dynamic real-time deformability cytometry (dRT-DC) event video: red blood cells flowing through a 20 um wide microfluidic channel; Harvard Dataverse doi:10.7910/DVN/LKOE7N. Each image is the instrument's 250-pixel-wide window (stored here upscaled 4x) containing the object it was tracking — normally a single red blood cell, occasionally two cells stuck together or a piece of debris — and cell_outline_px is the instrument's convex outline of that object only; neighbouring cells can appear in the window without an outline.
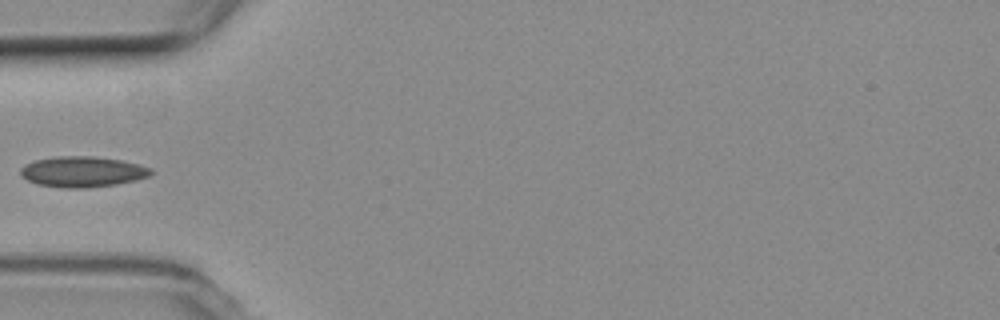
{"species": "common noctule bat (a hibernating species)", "species_latin": "Nyctalus noctula", "temperature_condition": "room temperature", "stored_images_in_passage": 38, "camera_frame_rate_fps": 3000, "um_per_image_px": 0.085, "animal": {"sex": "female", "body_mass_g": 19.3, "forearm_length_mm": 54.1}, "frame": {"image": 1, "passage_image": 1, "time_ms": 0.0, "image_size_px": [1000, 320], "cell_outline_px": [[156, 172], [148, 176], [136, 180], [116, 184], [88, 188], [60, 188], [36, 184], [28, 180], [20, 172], [20, 168], [24, 164], [36, 160], [56, 156], [92, 156], [124, 160], [152, 168]], "centroid_in_image_um": [7.04, 14.6], "position_along_channel_um": 78.0, "area_um2": 23.52}}
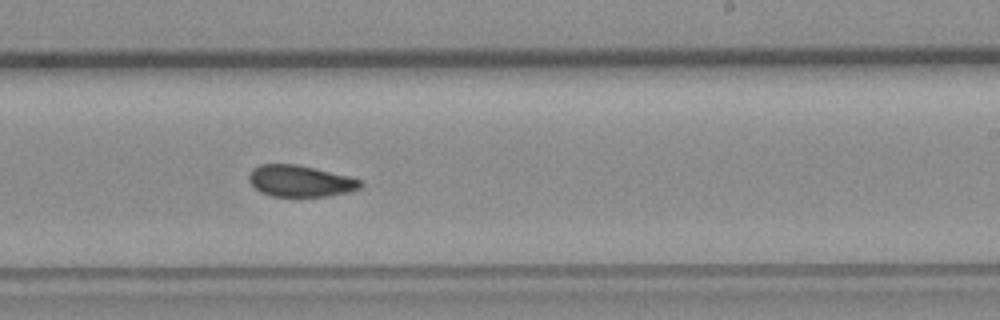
{"frame": {"image": 2, "passage_image": 16, "time_ms": 5.0, "image_size_px": [1000, 320], "cell_outline_px": [[364, 184], [360, 188], [348, 192], [328, 196], [272, 196], [260, 192], [248, 180], [248, 172], [252, 168], [260, 164], [296, 164], [348, 176], [360, 180]], "centroid_in_image_um": [25.48, 15.38], "position_along_channel_um": 263.5, "area_um2": 20.4}}
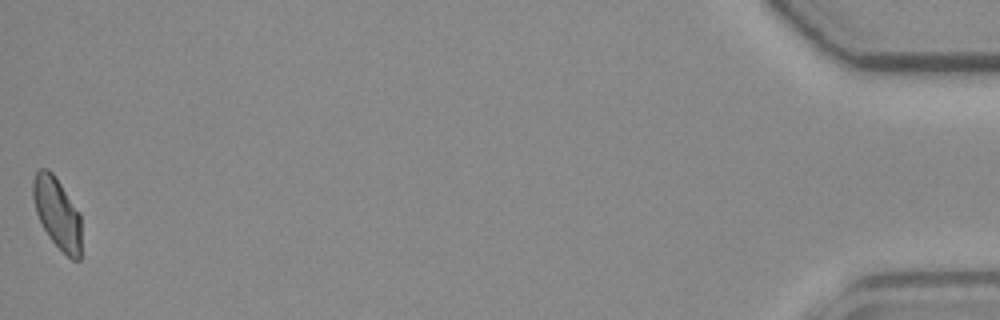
{"frame": {"image": 3, "passage_image": 38, "time_ms": 12.333, "image_size_px": [1000, 320], "cell_outline_px": [[80, 260], [72, 260], [48, 236], [36, 212], [32, 196], [32, 180], [36, 172], [40, 168], [48, 168], [56, 176], [80, 216]], "centroid_in_image_um": [4.83, 18.07], "position_along_channel_um": 430.4, "area_um2": 19.71}}